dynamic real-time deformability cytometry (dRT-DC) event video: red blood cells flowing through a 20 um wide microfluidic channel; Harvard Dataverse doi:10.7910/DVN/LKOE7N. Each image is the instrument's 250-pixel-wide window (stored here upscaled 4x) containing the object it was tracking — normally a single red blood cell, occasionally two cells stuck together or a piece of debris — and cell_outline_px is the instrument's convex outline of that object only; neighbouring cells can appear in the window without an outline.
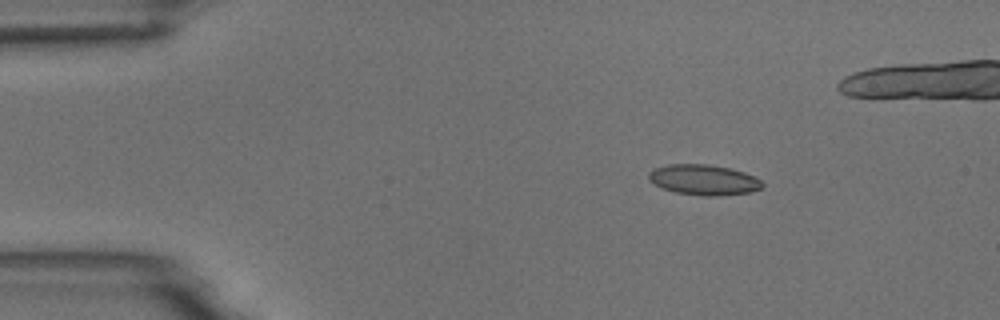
{"species": "common noctule bat (a hibernating species)", "species_latin": "Nyctalus noctula", "temperature_condition": "room temperature", "stored_images_in_passage": 4, "camera_frame_rate_fps": 3000, "um_per_image_px": 0.085, "animal": {"sex": "male", "body_mass_g": 18.8}, "frame": {"image": 1, "passage_image": 1, "time_ms": 0.0, "image_size_px": [1000, 320], "cell_outline_px": [[764, 184], [760, 188], [748, 192], [716, 196], [704, 196], [676, 192], [664, 188], [648, 180], [648, 172], [656, 168], [668, 164], [708, 164], [728, 168], [744, 172], [760, 180]], "centroid_in_image_um": [59.79, 15.28], "position_along_channel_um": 25.2, "area_um2": 19.83}}